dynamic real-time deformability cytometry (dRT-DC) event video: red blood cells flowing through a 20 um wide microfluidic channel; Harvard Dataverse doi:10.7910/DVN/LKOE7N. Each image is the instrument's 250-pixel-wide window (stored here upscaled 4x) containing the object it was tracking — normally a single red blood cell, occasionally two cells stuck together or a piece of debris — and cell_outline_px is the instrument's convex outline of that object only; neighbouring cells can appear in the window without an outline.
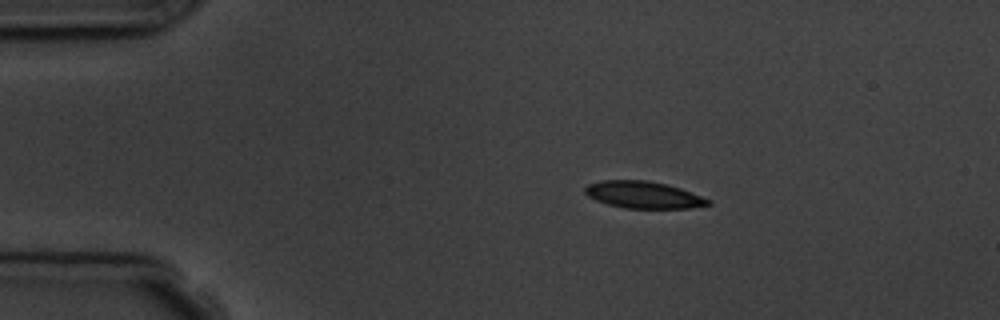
{"species": "common noctule bat (a hibernating species)", "species_latin": "Nyctalus noctula", "temperature_condition": "room temperature", "stored_images_in_passage": 5, "camera_frame_rate_fps": 3000, "um_per_image_px": 0.085, "animal": {"sex": "male", "body_mass_g": 19.5, "forearm_length_mm": 54.6}, "frame": {"image": 1, "passage_image": 2, "time_ms": 1.0, "image_size_px": [1000, 320], "cell_outline_px": [[712, 204], [688, 208], [624, 208], [608, 204], [596, 200], [588, 196], [584, 192], [584, 188], [588, 184], [600, 180], [648, 180], [668, 184], [680, 188], [712, 200]], "centroid_in_image_um": [54.69, 16.55], "position_along_channel_um": 30.3, "area_um2": 19.42}}
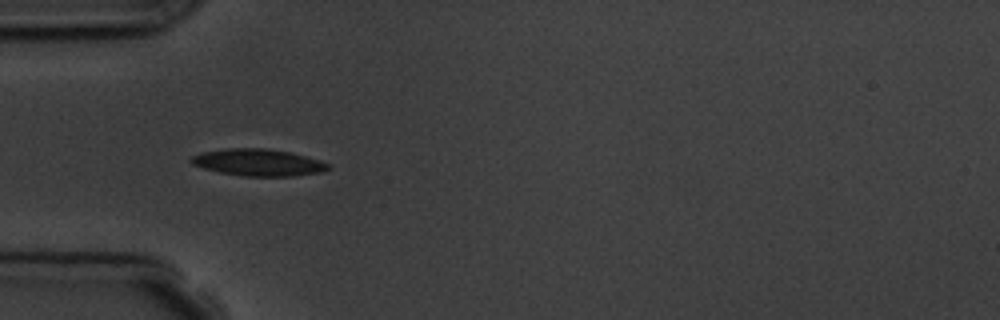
{"frame": {"image": 2, "passage_image": 4, "time_ms": 3.333, "image_size_px": [1000, 320], "cell_outline_px": [[332, 168], [324, 172], [292, 176], [244, 176], [220, 172], [204, 168], [192, 164], [188, 160], [192, 156], [200, 152], [224, 148], [268, 148], [288, 152], [320, 160], [328, 164]], "centroid_in_image_um": [21.94, 13.8], "position_along_channel_um": 63.1, "area_um2": 21.56}}